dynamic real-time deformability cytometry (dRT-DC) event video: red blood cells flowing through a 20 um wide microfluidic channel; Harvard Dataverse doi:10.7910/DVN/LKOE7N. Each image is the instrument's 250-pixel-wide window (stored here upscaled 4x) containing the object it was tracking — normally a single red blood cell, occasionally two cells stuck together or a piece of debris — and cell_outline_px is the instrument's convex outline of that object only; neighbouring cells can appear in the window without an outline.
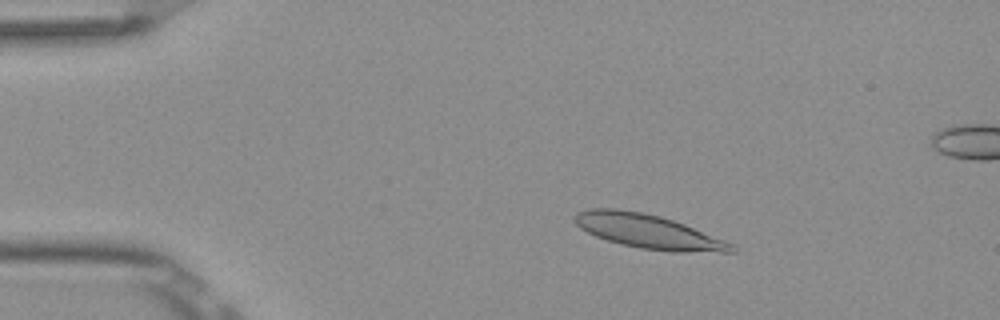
{"species": "Egyptian fruit bat (a non-hibernating species)", "species_latin": "Rousettus aegyptiacus", "temperature_condition": "room temperature", "stored_images_in_passage": 6, "camera_frame_rate_fps": 3000, "um_per_image_px": 0.085, "frame": {"image": 1, "passage_image": 3, "time_ms": 0.667, "image_size_px": [1000, 320], "cell_outline_px": [[736, 252], [676, 252], [640, 248], [620, 244], [596, 236], [580, 228], [576, 224], [576, 216], [580, 212], [588, 208], [616, 208], [640, 212], [660, 216], [684, 224], [724, 240], [732, 244], [736, 248]], "centroid_in_image_um": [55.12, 19.68], "position_along_channel_um": 29.9, "area_um2": 30.75}}
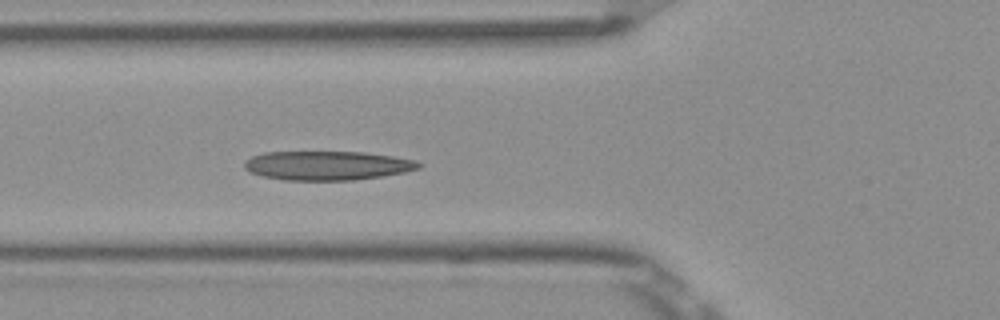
{"frame": {"image": 2, "passage_image": 6, "time_ms": 1.667, "image_size_px": [1000, 320], "cell_outline_px": [[424, 164], [420, 168], [404, 172], [380, 176], [352, 180], [284, 180], [264, 176], [248, 172], [244, 168], [244, 160], [252, 156], [264, 152], [364, 152], [392, 156], [416, 160]], "centroid_in_image_um": [27.8, 14.06], "position_along_channel_um": 98.0, "area_um2": 29.59}}